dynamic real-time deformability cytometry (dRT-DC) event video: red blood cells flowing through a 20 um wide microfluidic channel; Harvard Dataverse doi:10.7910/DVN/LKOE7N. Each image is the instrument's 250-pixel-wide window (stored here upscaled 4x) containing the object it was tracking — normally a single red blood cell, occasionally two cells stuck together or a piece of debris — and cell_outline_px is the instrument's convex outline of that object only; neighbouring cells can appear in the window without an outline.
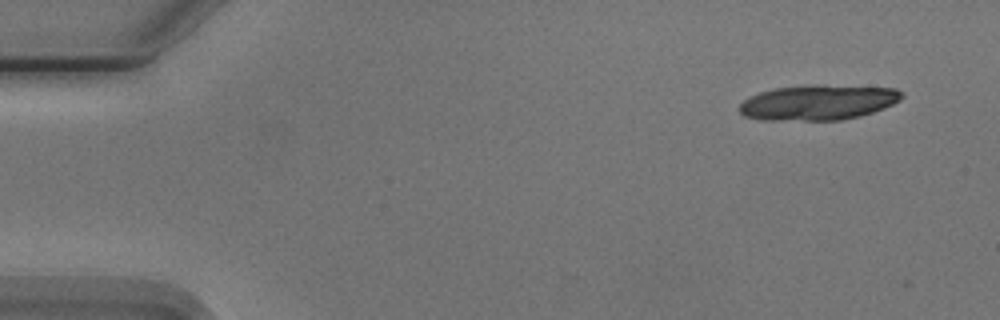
{"species": "Egyptian fruit bat (a non-hibernating species)", "species_latin": "Rousettus aegyptiacus", "temperature_condition": "cold", "stored_images_in_passage": 5, "camera_frame_rate_fps": 3000, "um_per_image_px": 0.085, "animal": {"sex": "male"}, "frame": {"image": 1, "passage_image": 1, "time_ms": 0.0, "image_size_px": [1000, 320], "cell_outline_px": [[904, 96], [900, 100], [884, 108], [860, 116], [840, 120], [760, 120], [744, 116], [740, 112], [740, 104], [744, 100], [760, 92], [776, 88], [808, 84], [824, 84], [896, 88], [904, 92]], "centroid_in_image_um": [69.57, 8.69], "position_along_channel_um": 15.4, "area_um2": 33.64}}